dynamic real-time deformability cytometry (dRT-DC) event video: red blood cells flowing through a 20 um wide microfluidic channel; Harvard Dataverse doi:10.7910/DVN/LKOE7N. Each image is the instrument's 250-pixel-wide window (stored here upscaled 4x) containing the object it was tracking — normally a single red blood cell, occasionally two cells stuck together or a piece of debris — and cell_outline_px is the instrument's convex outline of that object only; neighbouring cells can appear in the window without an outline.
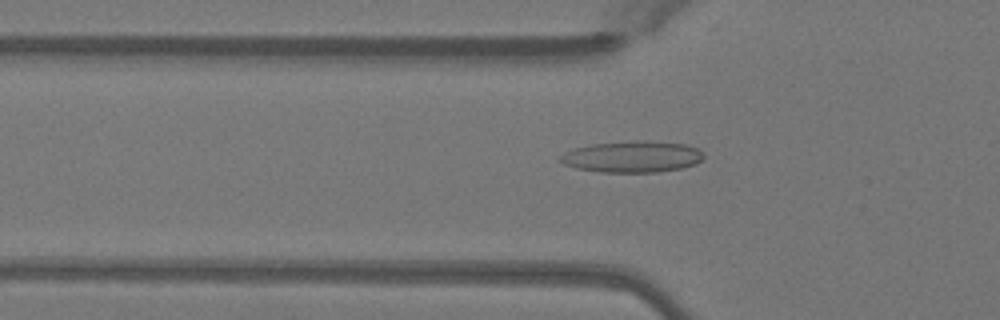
{"species": "Egyptian fruit bat (a non-hibernating species)", "species_latin": "Rousettus aegyptiacus", "temperature_condition": "warm", "stored_images_in_passage": 47, "camera_frame_rate_fps": 3000, "um_per_image_px": 0.085, "animal": {"sex": "female"}, "frame": {"image": 1, "passage_image": 14, "time_ms": 4.333, "image_size_px": [1000, 320], "cell_outline_px": [[704, 156], [696, 164], [680, 168], [656, 172], [600, 172], [576, 168], [564, 164], [556, 160], [564, 152], [572, 148], [592, 144], [636, 140], [648, 140], [684, 144], [700, 148], [704, 152]], "centroid_in_image_um": [53.73, 13.31], "position_along_channel_um": 72.1, "area_um2": 26.53}}
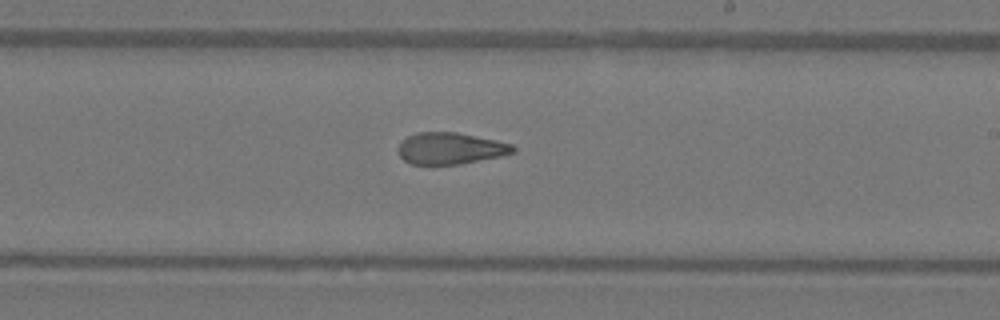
{"frame": {"image": 2, "passage_image": 27, "time_ms": 8.667, "image_size_px": [1000, 320], "cell_outline_px": [[516, 152], [500, 156], [460, 164], [412, 164], [404, 160], [400, 156], [396, 148], [408, 136], [416, 132], [456, 132], [496, 140], [512, 144], [516, 148]], "centroid_in_image_um": [38.28, 12.61], "position_along_channel_um": 250.7, "area_um2": 21.1}}
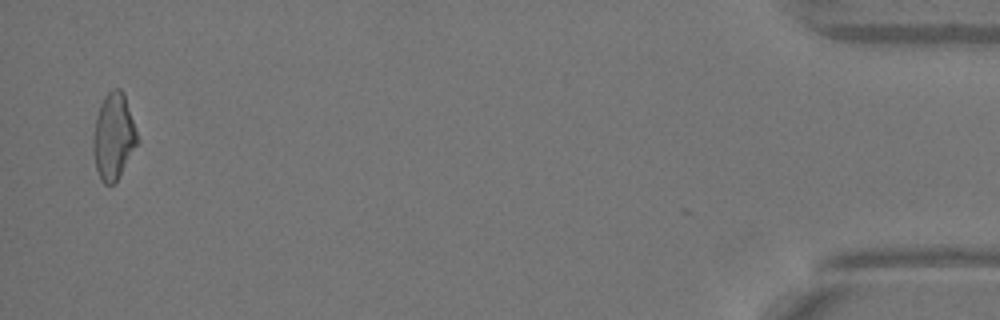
{"frame": {"image": 3, "passage_image": 46, "time_ms": 15.0, "image_size_px": [1000, 320], "cell_outline_px": [[136, 144], [116, 184], [104, 184], [100, 180], [96, 168], [92, 148], [92, 136], [96, 116], [100, 104], [104, 96], [112, 88], [120, 88], [124, 92], [136, 132]], "centroid_in_image_um": [9.6, 11.6], "position_along_channel_um": 425.6, "area_um2": 22.08}, "authors_computed_cell_mechanics": {"area_um2": 22.253, "velocity_mm_per_s": 4.1011, "shape_relaxation_time_tau1_ms": null, "shape_relaxation_time_tau2_ms": 2.4935, "deformation_change_tau1": null, "deformation_change_tau2": 0.1117}}